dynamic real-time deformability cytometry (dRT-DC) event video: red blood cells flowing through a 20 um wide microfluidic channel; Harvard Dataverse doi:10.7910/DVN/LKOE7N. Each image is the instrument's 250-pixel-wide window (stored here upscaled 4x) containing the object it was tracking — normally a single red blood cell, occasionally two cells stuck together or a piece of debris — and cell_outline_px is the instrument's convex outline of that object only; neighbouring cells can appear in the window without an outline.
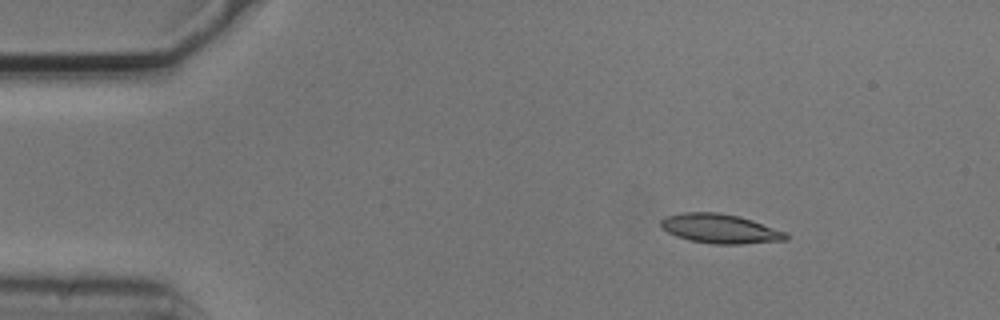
{"species": "common noctule bat (a hibernating species)", "species_latin": "Nyctalus noctula", "temperature_condition": "cold", "stored_images_in_passage": 5, "camera_frame_rate_fps": 3000, "um_per_image_px": 0.085, "animal": {"sex": "male", "body_mass_g": 20.5, "forearm_length_mm": 52.5}, "frame": {"image": 1, "passage_image": 2, "time_ms": 0.333, "image_size_px": [1000, 320], "cell_outline_px": [[788, 240], [740, 244], [712, 244], [688, 240], [676, 236], [668, 232], [660, 224], [660, 220], [668, 216], [680, 212], [716, 212], [740, 216], [788, 232]], "centroid_in_image_um": [61.24, 19.44], "position_along_channel_um": 23.8, "area_um2": 21.5}}
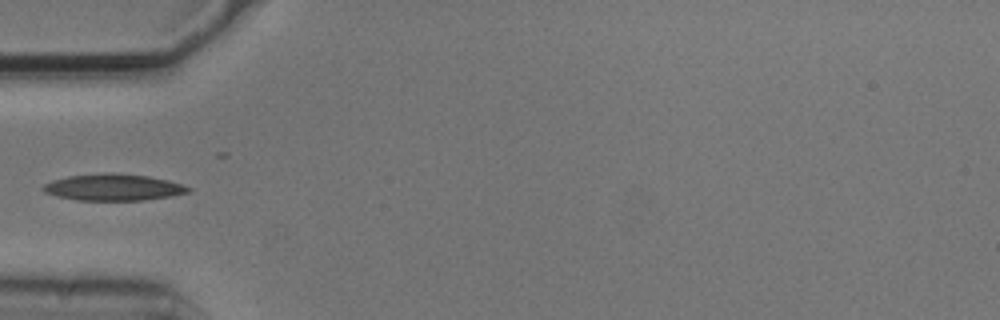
{"frame": {"image": 2, "passage_image": 5, "time_ms": 1.333, "image_size_px": [1000, 320], "cell_outline_px": [[192, 192], [172, 196], [144, 200], [76, 200], [56, 196], [44, 192], [40, 188], [44, 184], [52, 180], [68, 176], [104, 172], [108, 172], [148, 176], [168, 180], [192, 188]], "centroid_in_image_um": [9.63, 15.92], "position_along_channel_um": 75.4, "area_um2": 22.66}}